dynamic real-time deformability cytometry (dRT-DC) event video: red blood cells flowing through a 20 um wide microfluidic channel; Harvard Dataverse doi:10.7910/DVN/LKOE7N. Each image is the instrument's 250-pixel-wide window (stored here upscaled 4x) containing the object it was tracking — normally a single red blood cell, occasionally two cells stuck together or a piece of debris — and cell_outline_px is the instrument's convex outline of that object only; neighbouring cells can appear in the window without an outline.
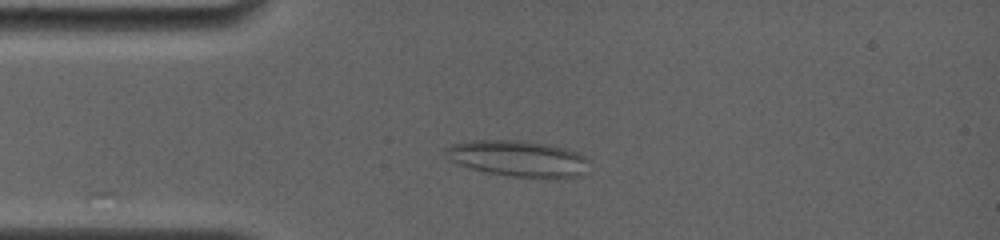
{"species": "common noctule bat (a hibernating species)", "species_latin": "Nyctalus noctula", "temperature_condition": "room temperature", "stored_images_in_passage": 4, "camera_frame_rate_fps": 4000, "um_per_image_px": 0.085, "animal": {"sex": "female", "body_mass_g": 19.0, "forearm_length_mm": 56.7}, "frame": {"image": 1, "passage_image": 1, "time_ms": 0.0, "image_size_px": [1000, 240], "cell_outline_px": [[588, 160], [580, 172], [576, 176], [556, 180], [512, 176], [484, 172], [468, 168], [452, 160], [444, 152], [452, 144], [468, 140], [516, 140], [548, 144], [564, 148], [576, 152], [584, 156]], "centroid_in_image_um": [44.01, 13.49], "position_along_channel_um": 41.0, "area_um2": 30.06}}